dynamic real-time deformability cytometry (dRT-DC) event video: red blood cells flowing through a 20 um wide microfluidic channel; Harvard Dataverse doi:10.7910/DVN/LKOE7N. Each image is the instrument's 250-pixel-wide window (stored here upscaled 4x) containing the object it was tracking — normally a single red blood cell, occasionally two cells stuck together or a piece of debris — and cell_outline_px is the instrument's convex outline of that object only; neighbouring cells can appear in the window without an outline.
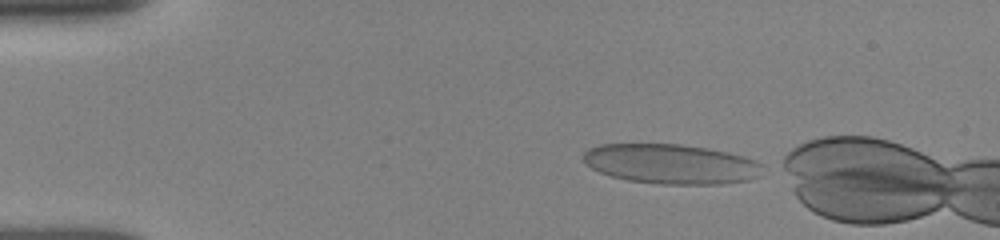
{"species": "human", "species_latin": "Homo sapiens", "temperature_condition": "room temperature", "stored_images_in_passage": 5, "camera_frame_rate_fps": 3000, "um_per_image_px": 0.085, "donor": {"sex": "female"}, "frame": {"image": 1, "passage_image": 1, "time_ms": 0.0, "image_size_px": [1000, 240], "cell_outline_px": [[760, 176], [748, 180], [720, 184], [660, 184], [628, 180], [612, 176], [600, 172], [584, 164], [584, 152], [588, 148], [600, 144], [680, 144], [708, 148], [728, 152], [744, 156], [756, 160], [760, 164]], "centroid_in_image_um": [57.02, 13.93], "position_along_channel_um": 28.0, "area_um2": 41.56}}